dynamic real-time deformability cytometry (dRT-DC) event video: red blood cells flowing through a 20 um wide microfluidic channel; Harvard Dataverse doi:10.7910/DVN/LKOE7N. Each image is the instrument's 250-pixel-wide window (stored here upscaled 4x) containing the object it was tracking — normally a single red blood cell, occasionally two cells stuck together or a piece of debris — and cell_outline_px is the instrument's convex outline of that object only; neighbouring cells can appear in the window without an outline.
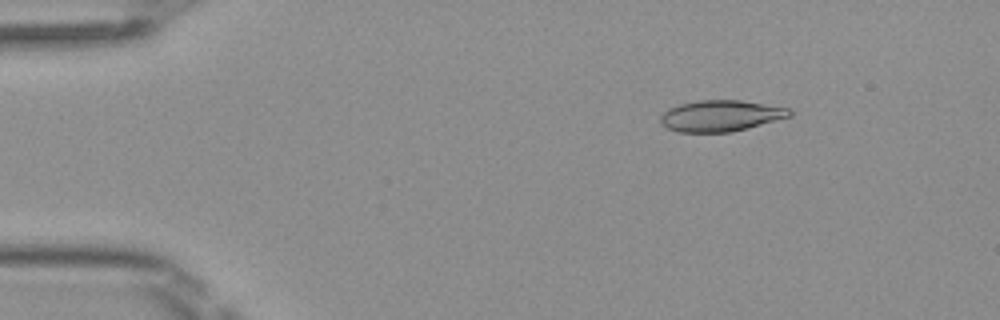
{"species": "Egyptian fruit bat (a non-hibernating species)", "species_latin": "Rousettus aegyptiacus", "temperature_condition": "room temperature", "stored_images_in_passage": 49, "camera_frame_rate_fps": 3000, "um_per_image_px": 0.085, "frame": {"image": 1, "passage_image": 7, "time_ms": 2.0, "image_size_px": [1000, 320], "cell_outline_px": [[792, 116], [748, 128], [732, 132], [680, 132], [668, 128], [660, 124], [660, 116], [668, 108], [680, 104], [700, 100], [740, 100], [792, 108]], "centroid_in_image_um": [61.29, 9.84], "position_along_channel_um": 23.7, "area_um2": 23.58}}
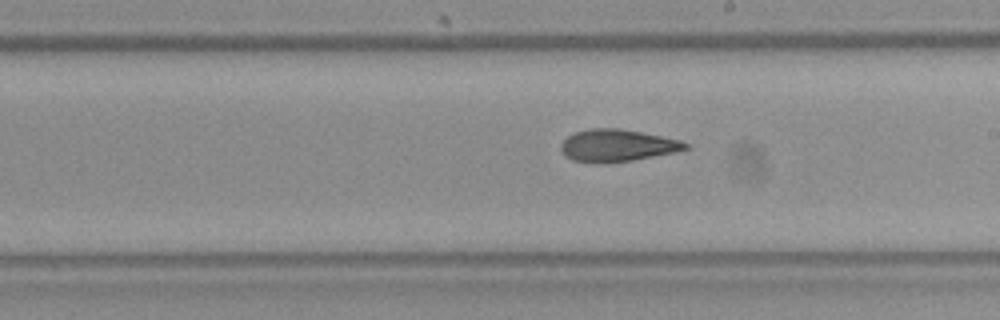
{"frame": {"image": 2, "passage_image": 28, "time_ms": 9.0, "image_size_px": [1000, 320], "cell_outline_px": [[688, 148], [676, 152], [632, 160], [596, 164], [592, 164], [572, 160], [564, 156], [560, 152], [560, 144], [568, 136], [576, 132], [592, 128], [620, 128], [680, 140], [688, 144]], "centroid_in_image_um": [52.4, 12.38], "position_along_channel_um": 236.6, "area_um2": 23.41}}
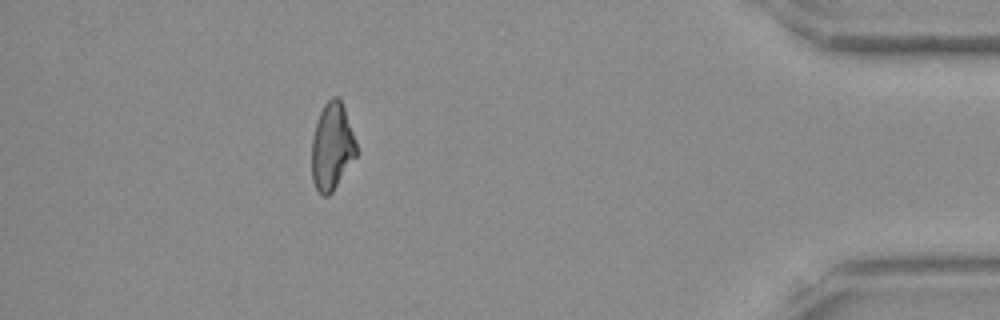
{"frame": {"image": 3, "passage_image": 44, "time_ms": 14.333, "image_size_px": [1000, 320], "cell_outline_px": [[356, 156], [332, 192], [328, 196], [320, 196], [312, 180], [312, 136], [316, 120], [324, 104], [332, 96], [340, 96], [356, 140]], "centroid_in_image_um": [28.2, 12.44], "position_along_channel_um": 407.0, "area_um2": 22.83}, "authors_computed_cell_mechanics": {"area_um2": 23.4668, "velocity_mm_per_s": 4.1246, "shape_relaxation_time_tau1_ms": 6.9928, "shape_relaxation_time_tau2_ms": 2.5856, "deformation_change_tau1": 0.1987, "deformation_change_tau2": 0.0919}}